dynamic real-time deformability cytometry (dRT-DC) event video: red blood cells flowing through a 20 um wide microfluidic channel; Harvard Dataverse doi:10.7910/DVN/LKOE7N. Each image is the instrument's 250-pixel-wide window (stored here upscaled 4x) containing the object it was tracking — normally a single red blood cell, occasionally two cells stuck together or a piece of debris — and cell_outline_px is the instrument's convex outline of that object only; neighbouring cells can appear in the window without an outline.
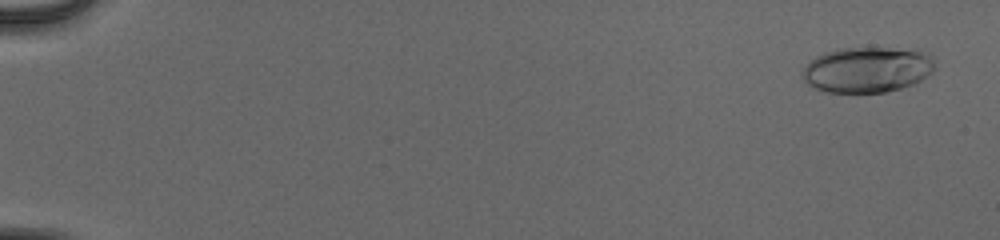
{"species": "human", "species_latin": "Homo sapiens", "temperature_condition": "cold", "stored_images_in_passage": 54, "camera_frame_rate_fps": 3000, "um_per_image_px": 0.085, "donor": {"sex": "male"}, "frame": {"image": 1, "passage_image": 3, "time_ms": 0.667, "image_size_px": [1000, 240], "cell_outline_px": [[932, 72], [920, 80], [912, 84], [900, 88], [884, 92], [828, 92], [816, 88], [808, 84], [804, 80], [804, 68], [816, 56], [824, 52], [836, 48], [920, 48], [928, 52], [932, 56]], "centroid_in_image_um": [73.75, 5.89], "position_along_channel_um": 11.2, "area_um2": 35.14}}
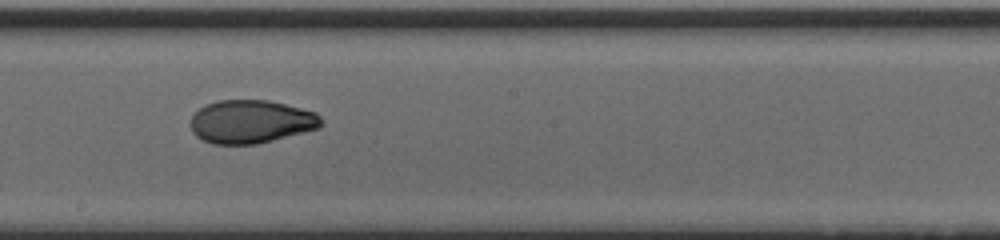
{"frame": {"image": 2, "passage_image": 33, "time_ms": 10.667, "image_size_px": [1000, 240], "cell_outline_px": [[324, 124], [320, 128], [256, 144], [212, 144], [196, 136], [192, 132], [192, 116], [204, 104], [216, 100], [268, 100], [316, 112], [320, 116]], "centroid_in_image_um": [21.35, 10.33], "position_along_channel_um": 226.9, "area_um2": 32.89}}
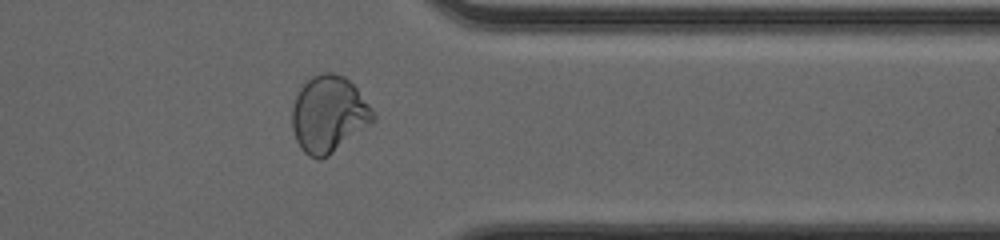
{"frame": {"image": 3, "passage_image": 45, "time_ms": 14.667, "image_size_px": [1000, 240], "cell_outline_px": [[376, 120], [328, 156], [320, 160], [308, 156], [300, 148], [296, 140], [292, 128], [292, 108], [296, 96], [300, 88], [312, 76], [324, 72], [332, 72], [344, 76], [356, 88], [372, 108], [376, 116]], "centroid_in_image_um": [27.94, 9.72], "position_along_channel_um": 383.5, "area_um2": 36.13}, "authors_computed_cell_mechanics": {"area_um2": 33.3217, "velocity_mm_per_s": 3.9992, "shape_relaxation_time_tau1_ms": 6.5863, "shape_relaxation_time_tau2_ms": 2.0089, "deformation_change_tau1": 0.2264, "deformation_change_tau2": 0.0487}}